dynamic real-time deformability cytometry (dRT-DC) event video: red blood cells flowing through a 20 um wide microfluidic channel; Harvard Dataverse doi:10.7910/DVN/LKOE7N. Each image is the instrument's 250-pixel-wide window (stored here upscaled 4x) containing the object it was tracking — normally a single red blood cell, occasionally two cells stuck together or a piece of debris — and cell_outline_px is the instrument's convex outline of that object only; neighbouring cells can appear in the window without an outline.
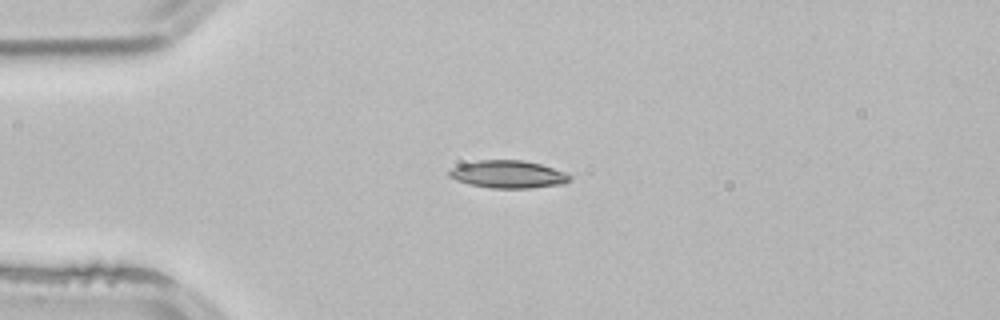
{"species": "common noctule bat (a hibernating species)", "species_latin": "Nyctalus noctula", "temperature_condition": "room temperature", "stored_images_in_passage": 40, "camera_frame_rate_fps": 3000, "um_per_image_px": 0.085, "animal": {"sex": "male", "body_mass_g": 21.5, "forearm_length_mm": 52.0}, "frame": {"image": 1, "passage_image": 1, "time_ms": 0.0, "image_size_px": [1000, 320], "cell_outline_px": [[572, 180], [564, 184], [532, 188], [488, 188], [468, 184], [456, 180], [448, 176], [448, 168], [460, 164], [480, 160], [524, 160], [540, 164], [564, 172], [572, 176]], "centroid_in_image_um": [43.16, 14.82], "position_along_channel_um": 41.8, "area_um2": 19.65}}
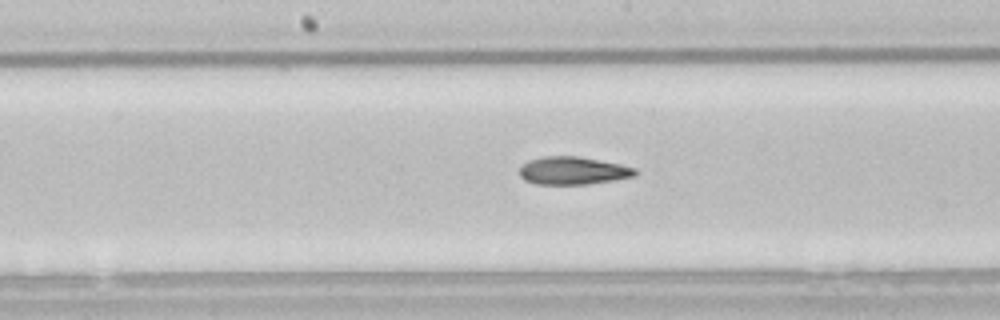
{"frame": {"image": 2, "passage_image": 15, "time_ms": 4.667, "image_size_px": [1000, 320], "cell_outline_px": [[636, 176], [588, 184], [536, 184], [524, 180], [520, 176], [520, 168], [528, 160], [544, 156], [576, 156], [620, 164], [636, 168]], "centroid_in_image_um": [48.69, 14.51], "position_along_channel_um": 199.5, "area_um2": 18.61}}
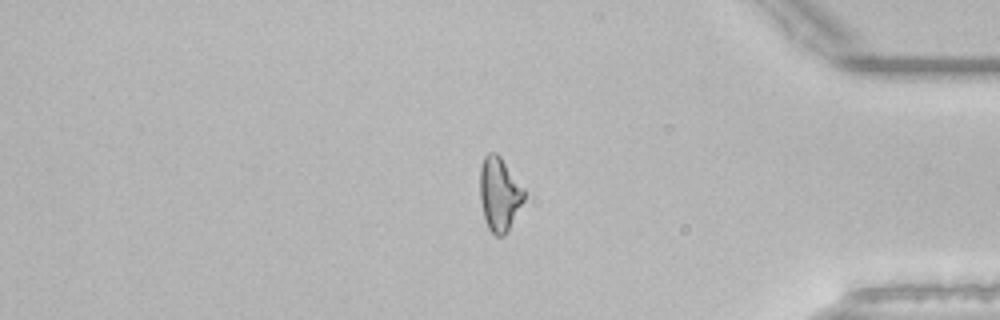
{"frame": {"image": 3, "passage_image": 32, "time_ms": 10.333, "image_size_px": [1000, 320], "cell_outline_px": [[524, 200], [504, 236], [496, 236], [488, 228], [484, 216], [480, 200], [480, 168], [484, 156], [488, 152], [496, 152], [500, 156], [524, 188]], "centroid_in_image_um": [42.43, 16.47], "position_along_channel_um": 392.8, "area_um2": 18.79}, "authors_computed_cell_mechanics": {"area_um2": 19.1318, "velocity_mm_per_s": 3.8923, "shape_relaxation_time_tau1_ms": null, "shape_relaxation_time_tau2_ms": 6.7048, "deformation_change_tau1": null, "deformation_change_tau2": 0.1469}}